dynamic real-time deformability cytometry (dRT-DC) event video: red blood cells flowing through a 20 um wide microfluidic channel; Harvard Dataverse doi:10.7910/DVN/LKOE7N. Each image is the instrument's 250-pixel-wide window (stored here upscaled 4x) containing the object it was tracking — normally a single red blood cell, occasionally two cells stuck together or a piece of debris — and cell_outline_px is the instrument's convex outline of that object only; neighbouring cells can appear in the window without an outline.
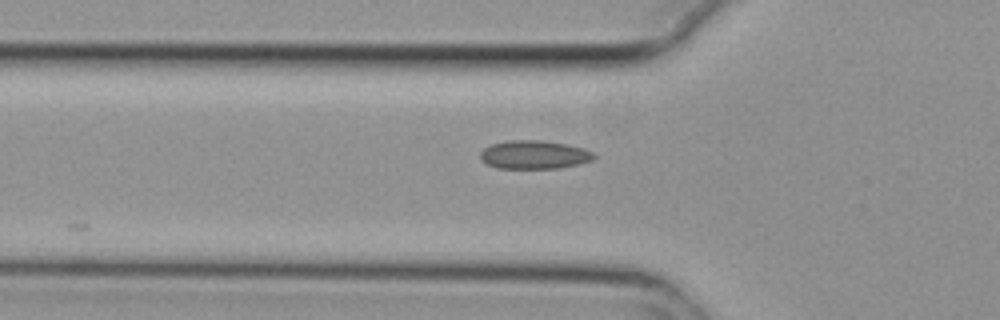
{"species": "common noctule bat (a hibernating species)", "species_latin": "Nyctalus noctula", "temperature_condition": "cold", "stored_images_in_passage": 2, "camera_frame_rate_fps": 3000, "um_per_image_px": 0.085, "animal": {"sex": "female", "body_mass_g": 29.2, "forearm_length_mm": 56.3}, "frame": {"image": 1, "passage_image": 2, "time_ms": 0.333, "image_size_px": [1000, 320], "cell_outline_px": [[596, 156], [592, 160], [576, 164], [556, 168], [496, 168], [480, 160], [480, 152], [484, 148], [492, 144], [508, 140], [540, 140], [568, 144], [584, 148], [592, 152]], "centroid_in_image_um": [45.38, 13.14], "position_along_channel_um": 80.4, "area_um2": 18.79}}